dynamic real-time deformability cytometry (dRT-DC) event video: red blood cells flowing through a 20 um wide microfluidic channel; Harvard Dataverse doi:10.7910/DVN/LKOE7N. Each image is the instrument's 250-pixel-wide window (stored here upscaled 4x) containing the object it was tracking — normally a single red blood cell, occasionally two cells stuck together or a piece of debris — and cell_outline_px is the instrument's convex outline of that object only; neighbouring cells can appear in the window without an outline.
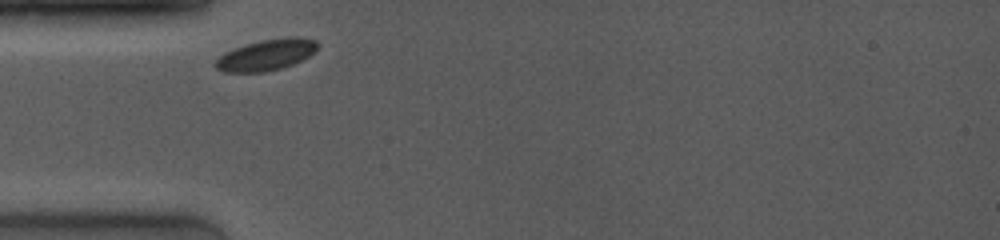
{"species": "common noctule bat (a hibernating species)", "species_latin": "Nyctalus noctula", "temperature_condition": "room temperature", "stored_images_in_passage": 19, "camera_frame_rate_fps": 4000, "um_per_image_px": 0.085, "animal": {"sex": "female", "body_mass_g": 19.0, "forearm_length_mm": 53.3}, "frame": {"image": 1, "passage_image": 1, "time_ms": 0.0, "image_size_px": [1000, 240], "cell_outline_px": [[320, 44], [308, 56], [292, 64], [280, 68], [264, 72], [224, 72], [216, 68], [216, 60], [224, 52], [248, 44], [264, 40], [288, 36], [300, 36], [316, 40]], "centroid_in_image_um": [22.66, 4.65], "position_along_channel_um": 62.3, "area_um2": 18.21}}
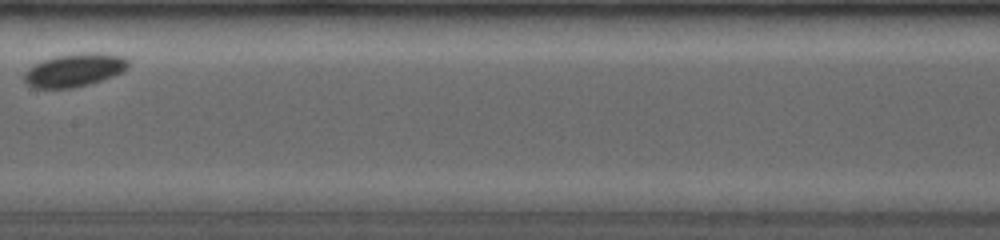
{"frame": {"image": 2, "passage_image": 9, "time_ms": 3.75, "image_size_px": [1000, 240], "cell_outline_px": [[132, 64], [128, 68], [112, 76], [88, 84], [72, 88], [32, 88], [24, 80], [24, 72], [28, 68], [44, 60], [56, 56], [92, 52], [100, 52], [124, 56]], "centroid_in_image_um": [6.36, 5.95], "position_along_channel_um": 201.0, "area_um2": 20.0}}
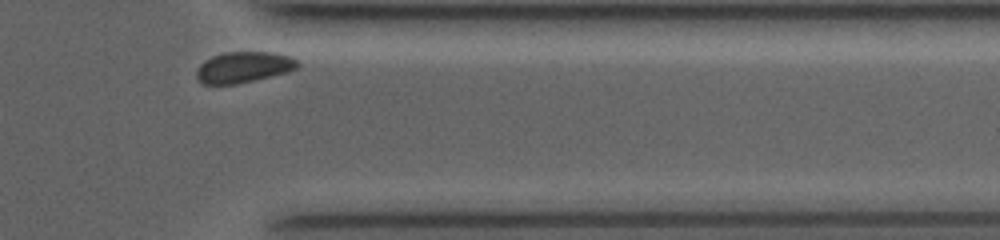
{"frame": {"image": 3, "passage_image": 18, "time_ms": 8.75, "image_size_px": [1000, 240], "cell_outline_px": [[300, 64], [296, 68], [288, 72], [236, 84], [204, 84], [196, 76], [196, 72], [200, 64], [204, 60], [212, 56], [224, 52], [268, 52], [288, 56], [296, 60]], "centroid_in_image_um": [20.68, 5.71], "position_along_channel_um": 390.7, "area_um2": 18.03}, "authors_computed_cell_mechanics": {"area_um2": 18.9006, "velocity_mm_per_s": 3.7568, "shape_relaxation_time_tau1_ms": 2.2218, "shape_relaxation_time_tau2_ms": null, "deformation_change_tau1": 0.0238, "deformation_change_tau2": null}}